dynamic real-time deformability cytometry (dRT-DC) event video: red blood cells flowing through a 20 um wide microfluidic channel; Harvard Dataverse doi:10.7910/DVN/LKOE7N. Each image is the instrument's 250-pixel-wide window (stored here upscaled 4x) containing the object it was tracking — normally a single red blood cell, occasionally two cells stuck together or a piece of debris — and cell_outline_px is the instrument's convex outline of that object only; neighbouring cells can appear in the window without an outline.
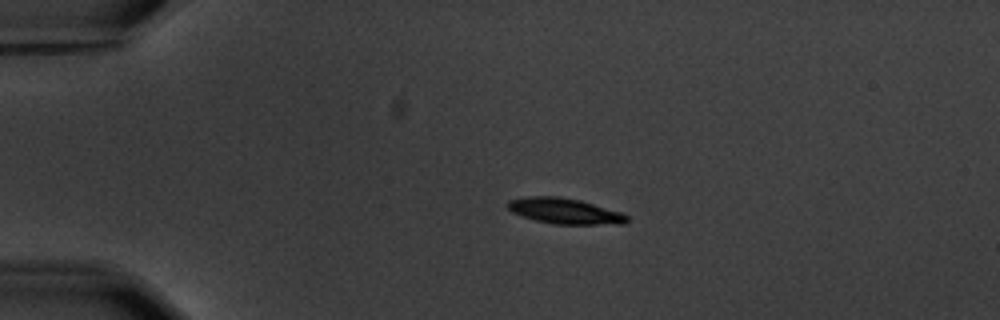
{"species": "common noctule bat (a hibernating species)", "species_latin": "Nyctalus noctula", "temperature_condition": "warm", "stored_images_in_passage": 3, "camera_frame_rate_fps": 3000, "um_per_image_px": 0.085, "animal": {"sex": "male", "body_mass_g": 20.1, "forearm_length_mm": 53.5}, "frame": {"image": 1, "passage_image": 1, "time_ms": 0.0, "image_size_px": [1000, 320], "cell_outline_px": [[628, 220], [624, 224], [552, 224], [536, 220], [512, 212], [504, 204], [508, 200], [528, 196], [556, 196], [580, 200], [620, 212], [628, 216]], "centroid_in_image_um": [47.97, 17.93], "position_along_channel_um": 37.0, "area_um2": 17.74}}
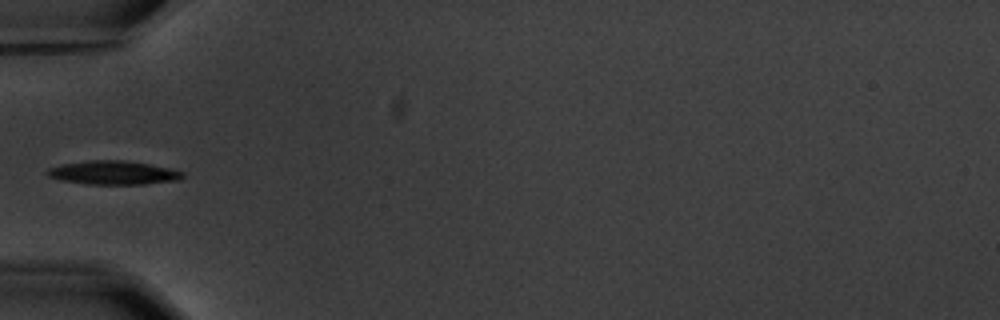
{"frame": {"image": 2, "passage_image": 3, "time_ms": 2.333, "image_size_px": [1000, 320], "cell_outline_px": [[184, 176], [180, 180], [144, 184], [84, 184], [60, 180], [48, 176], [44, 172], [48, 168], [64, 164], [88, 160], [120, 160], [148, 164], [168, 168], [184, 172]], "centroid_in_image_um": [9.6, 14.69], "position_along_channel_um": 75.4, "area_um2": 18.67}}